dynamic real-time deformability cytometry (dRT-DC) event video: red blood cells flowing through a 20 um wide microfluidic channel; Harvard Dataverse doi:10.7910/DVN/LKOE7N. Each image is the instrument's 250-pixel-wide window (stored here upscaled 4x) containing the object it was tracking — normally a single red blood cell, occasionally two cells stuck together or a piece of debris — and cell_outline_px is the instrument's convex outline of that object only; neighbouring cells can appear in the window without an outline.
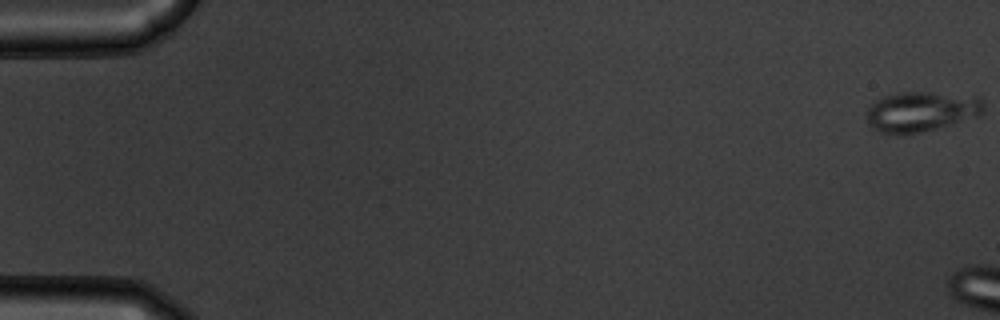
{"species": "common noctule bat (a hibernating species)", "species_latin": "Nyctalus noctula", "temperature_condition": "warm", "stored_images_in_passage": 7, "camera_frame_rate_fps": 3000, "um_per_image_px": 0.085, "animal": {"sex": "male", "body_mass_g": 19.5, "forearm_length_mm": 54.6}, "frame": {"image": 1, "passage_image": 1, "time_ms": 0.0, "image_size_px": [1000, 320], "cell_outline_px": [[984, 112], [976, 116], [920, 132], [880, 132], [872, 128], [868, 124], [868, 108], [880, 96], [900, 92], [924, 92], [980, 96], [984, 100]], "centroid_in_image_um": [78.32, 9.43], "position_along_channel_um": 6.7, "area_um2": 26.82}}